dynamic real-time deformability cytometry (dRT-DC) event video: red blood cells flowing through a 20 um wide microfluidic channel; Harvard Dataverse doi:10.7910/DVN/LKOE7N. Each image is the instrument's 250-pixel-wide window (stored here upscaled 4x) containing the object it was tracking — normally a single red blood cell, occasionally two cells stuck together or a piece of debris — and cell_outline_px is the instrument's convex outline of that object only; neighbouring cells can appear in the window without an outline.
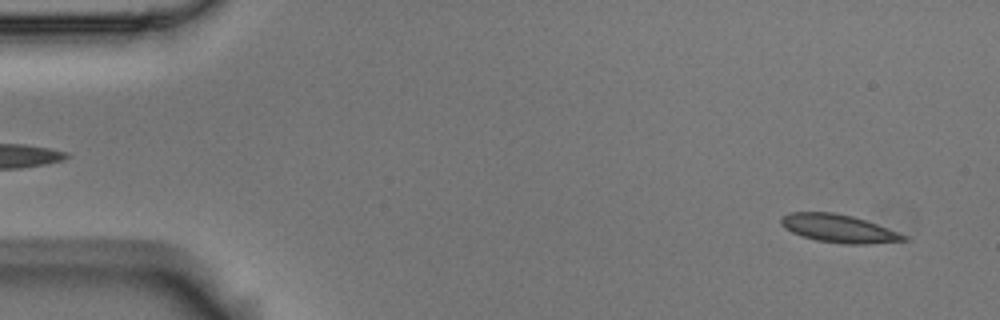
{"species": "Egyptian fruit bat (a non-hibernating species)", "species_latin": "Rousettus aegyptiacus", "temperature_condition": "room temperature", "stored_images_in_passage": 55, "camera_frame_rate_fps": 3000, "um_per_image_px": 0.085, "animal": {"sex": "male"}, "frame": {"image": 1, "passage_image": 3, "time_ms": 0.667, "image_size_px": [1000, 320], "cell_outline_px": [[908, 240], [868, 244], [844, 244], [816, 240], [792, 232], [784, 228], [780, 224], [780, 216], [788, 212], [832, 212], [852, 216], [876, 224], [908, 236]], "centroid_in_image_um": [71.24, 19.42], "position_along_channel_um": 13.8, "area_um2": 19.94}}
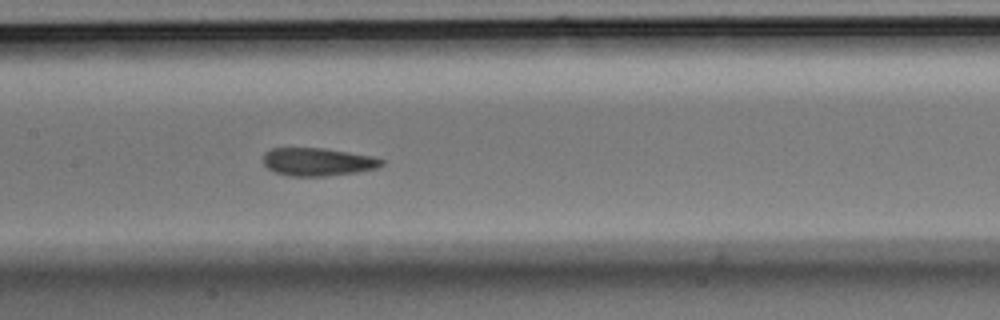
{"frame": {"image": 2, "passage_image": 26, "time_ms": 8.333, "image_size_px": [1000, 320], "cell_outline_px": [[384, 164], [376, 168], [356, 172], [324, 176], [292, 176], [276, 172], [268, 168], [264, 164], [264, 152], [272, 148], [324, 148], [372, 156], [384, 160]], "centroid_in_image_um": [27.01, 13.75], "position_along_channel_um": 180.4, "area_um2": 19.13}}
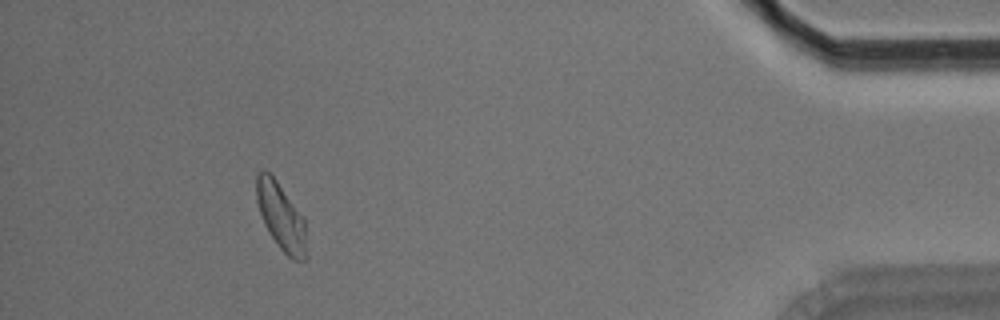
{"frame": {"image": 3, "passage_image": 50, "time_ms": 16.333, "image_size_px": [1000, 320], "cell_outline_px": [[308, 260], [292, 260], [280, 248], [264, 224], [256, 200], [256, 176], [264, 168], [276, 180], [304, 220], [308, 256]], "centroid_in_image_um": [23.9, 18.46], "position_along_channel_um": 411.3, "area_um2": 19.25}, "authors_computed_cell_mechanics": {"area_um2": 19.7098, "velocity_mm_per_s": 3.6226, "shape_relaxation_time_tau1_ms": 6.2312, "shape_relaxation_time_tau2_ms": 1.0269, "deformation_change_tau1": 0.1406, "deformation_change_tau2": 0.0537}}